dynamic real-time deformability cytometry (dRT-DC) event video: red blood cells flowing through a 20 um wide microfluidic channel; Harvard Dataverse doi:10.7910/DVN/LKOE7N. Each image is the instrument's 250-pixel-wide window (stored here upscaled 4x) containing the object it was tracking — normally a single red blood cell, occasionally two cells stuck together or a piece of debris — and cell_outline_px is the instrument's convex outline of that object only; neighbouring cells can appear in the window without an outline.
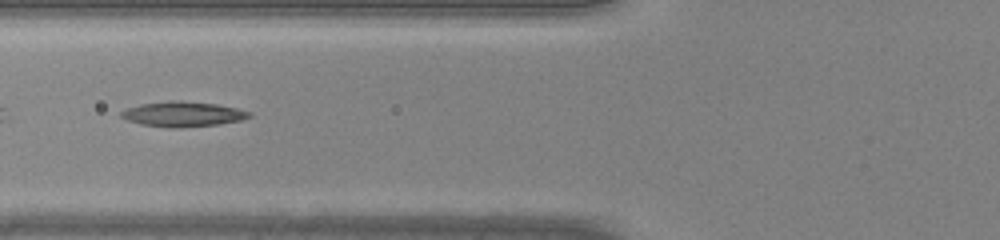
{"species": "common noctule bat (a hibernating species)", "species_latin": "Nyctalus noctula", "temperature_condition": "warm", "stored_images_in_passage": 44, "camera_frame_rate_fps": 3000, "um_per_image_px": 0.085, "animal": {"sex": "male", "body_mass_g": 20.0, "forearm_length_mm": 53.3}, "frame": {"image": 1, "passage_image": 19, "time_ms": 6.0, "image_size_px": [1000, 240], "cell_outline_px": [[252, 116], [240, 120], [220, 124], [176, 128], [172, 128], [140, 124], [128, 120], [120, 116], [120, 112], [128, 108], [140, 104], [172, 100], [180, 100], [216, 104], [236, 108], [252, 112]], "centroid_in_image_um": [15.55, 9.7], "position_along_channel_um": 110.2, "area_um2": 18.67}}
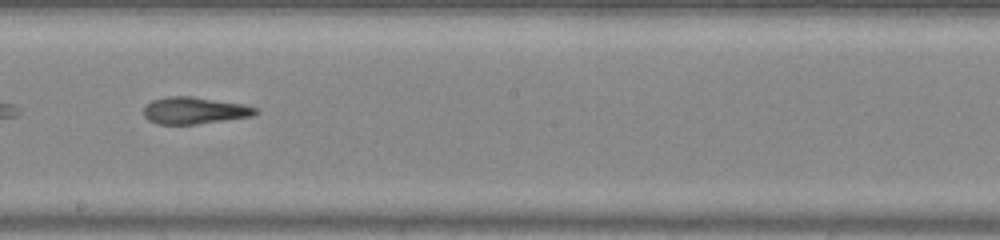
{"frame": {"image": 2, "passage_image": 27, "time_ms": 8.667, "image_size_px": [1000, 240], "cell_outline_px": [[260, 112], [252, 116], [196, 124], [156, 124], [148, 120], [144, 116], [144, 108], [152, 100], [168, 96], [192, 96], [244, 104], [256, 108]], "centroid_in_image_um": [16.53, 9.39], "position_along_channel_um": 231.7, "area_um2": 17.51}}
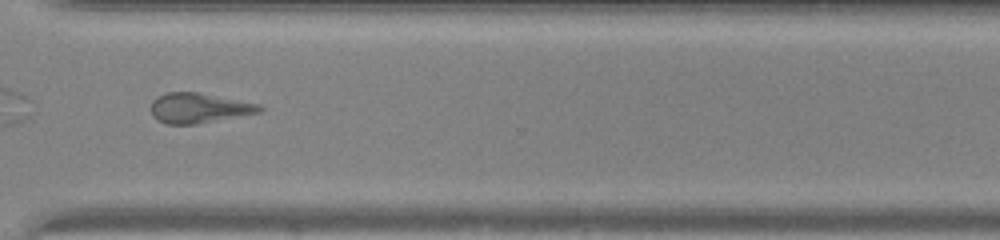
{"frame": {"image": 3, "passage_image": 35, "time_ms": 11.333, "image_size_px": [1000, 240], "cell_outline_px": [[264, 108], [260, 112], [196, 124], [168, 124], [156, 120], [152, 116], [152, 100], [156, 96], [168, 92], [196, 92], [260, 104]], "centroid_in_image_um": [16.87, 9.18], "position_along_channel_um": 353.7, "area_um2": 18.84}}